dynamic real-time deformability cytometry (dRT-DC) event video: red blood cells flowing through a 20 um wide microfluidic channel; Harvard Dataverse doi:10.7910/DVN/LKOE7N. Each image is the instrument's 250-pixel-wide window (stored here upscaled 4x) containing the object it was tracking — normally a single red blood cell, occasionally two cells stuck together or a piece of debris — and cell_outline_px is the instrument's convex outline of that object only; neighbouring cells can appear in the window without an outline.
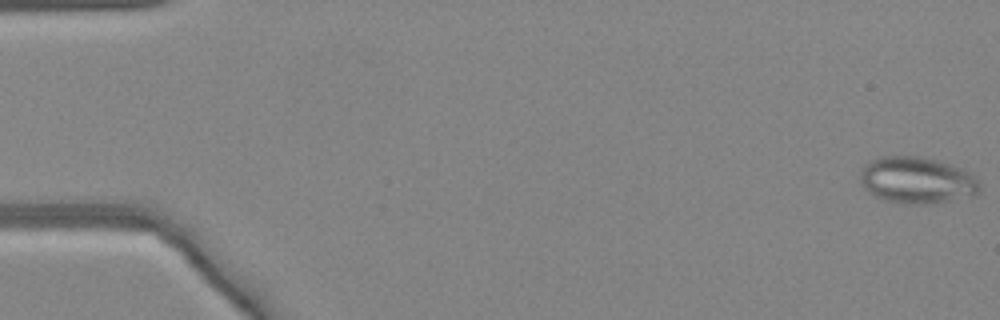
{"species": "common noctule bat (a hibernating species)", "species_latin": "Nyctalus noctula", "temperature_condition": "warm", "stored_images_in_passage": 49, "camera_frame_rate_fps": 3000, "um_per_image_px": 0.085, "animal": {"sex": "female", "body_mass_g": 24.6, "forearm_length_mm": 56.2}, "frame": {"image": 1, "passage_image": 1, "time_ms": 0.0, "image_size_px": [1000, 320], "cell_outline_px": [[980, 188], [976, 196], [932, 204], [904, 204], [884, 200], [868, 192], [864, 188], [860, 180], [860, 172], [864, 164], [868, 160], [880, 156], [916, 156], [936, 160], [960, 168], [976, 176], [980, 184]], "centroid_in_image_um": [77.93, 15.33], "position_along_channel_um": 7.1, "area_um2": 32.89}}
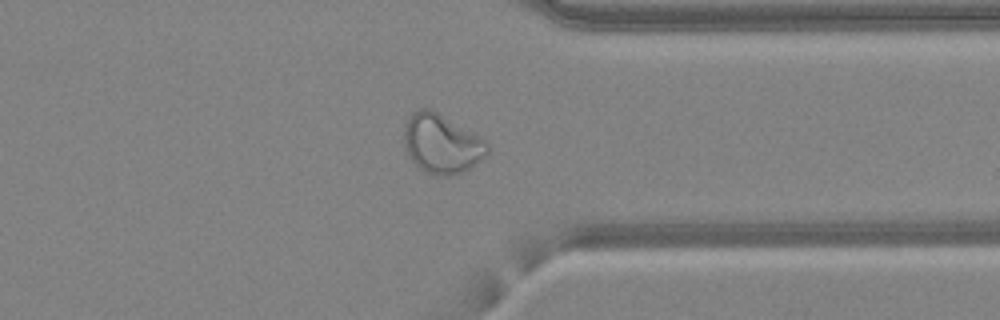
{"frame": {"image": 2, "passage_image": 38, "time_ms": 12.333, "image_size_px": [1000, 320], "cell_outline_px": [[488, 152], [480, 160], [468, 168], [452, 176], [440, 176], [424, 172], [408, 156], [404, 148], [404, 128], [412, 112], [420, 108], [432, 108], [484, 140], [488, 144]], "centroid_in_image_um": [37.5, 12.21], "position_along_channel_um": 373.9, "area_um2": 28.5}}
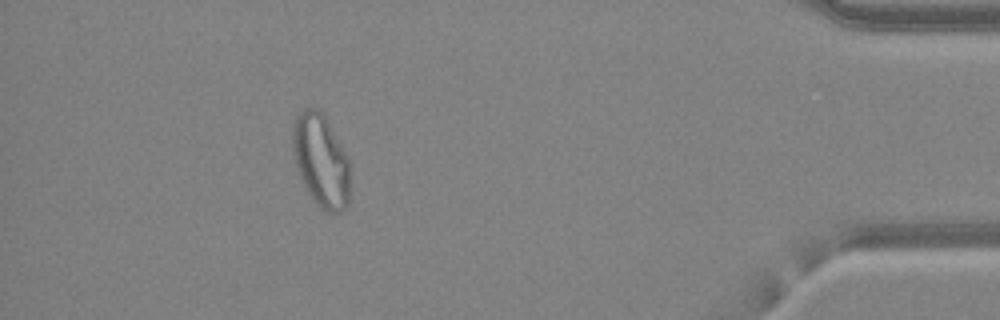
{"frame": {"image": 3, "passage_image": 44, "time_ms": 14.333, "image_size_px": [1000, 320], "cell_outline_px": [[348, 204], [340, 212], [328, 212], [320, 208], [316, 204], [308, 192], [300, 176], [296, 164], [292, 148], [292, 120], [304, 108], [320, 108], [348, 156]], "centroid_in_image_um": [27.25, 13.6], "position_along_channel_um": 407.9, "area_um2": 30.92}}